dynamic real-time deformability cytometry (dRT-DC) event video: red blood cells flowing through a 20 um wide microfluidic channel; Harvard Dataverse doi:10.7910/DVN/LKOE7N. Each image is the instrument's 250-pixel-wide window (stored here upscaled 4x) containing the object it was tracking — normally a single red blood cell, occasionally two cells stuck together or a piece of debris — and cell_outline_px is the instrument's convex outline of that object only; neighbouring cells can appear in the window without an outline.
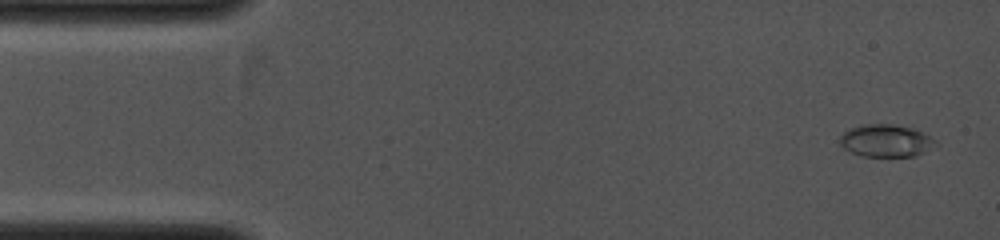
{"species": "common noctule bat (a hibernating species)", "species_latin": "Nyctalus noctula", "temperature_condition": "cold", "stored_images_in_passage": 4, "camera_frame_rate_fps": 4000, "um_per_image_px": 0.085, "animal": {"sex": "female", "body_mass_g": 19.0, "forearm_length_mm": 53.3}, "frame": {"image": 1, "passage_image": 1, "time_ms": 0.0, "image_size_px": [1000, 240], "cell_outline_px": [[936, 144], [912, 156], [860, 156], [844, 148], [840, 144], [840, 136], [844, 132], [852, 128], [864, 124], [892, 124], [912, 128], [936, 140]], "centroid_in_image_um": [75.24, 11.95], "position_along_channel_um": 9.8, "area_um2": 17.57}}